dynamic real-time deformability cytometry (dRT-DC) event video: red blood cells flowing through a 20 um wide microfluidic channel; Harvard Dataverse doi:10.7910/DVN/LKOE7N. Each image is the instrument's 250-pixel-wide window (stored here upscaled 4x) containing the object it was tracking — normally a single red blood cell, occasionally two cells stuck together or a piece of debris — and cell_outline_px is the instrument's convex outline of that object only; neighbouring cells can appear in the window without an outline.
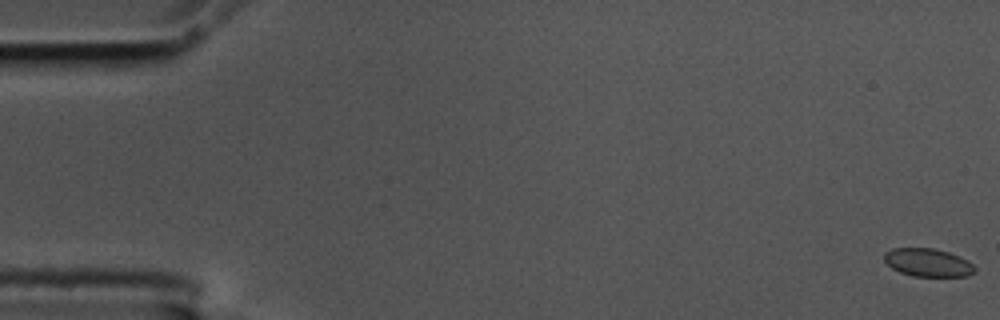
{"species": "common noctule bat (a hibernating species)", "species_latin": "Nyctalus noctula", "temperature_condition": "cold", "stored_images_in_passage": 57, "camera_frame_rate_fps": 3000, "um_per_image_px": 0.085, "animal": {"sex": "male", "body_mass_g": 17.5, "forearm_length_mm": 52.3}, "frame": {"image": 1, "passage_image": 1, "time_ms": 0.0, "image_size_px": [1000, 320], "cell_outline_px": [[976, 272], [968, 276], [912, 276], [900, 272], [892, 268], [884, 260], [884, 252], [892, 248], [936, 248], [960, 256], [968, 260], [976, 268]], "centroid_in_image_um": [78.89, 22.31], "position_along_channel_um": 6.1, "area_um2": 14.97}}
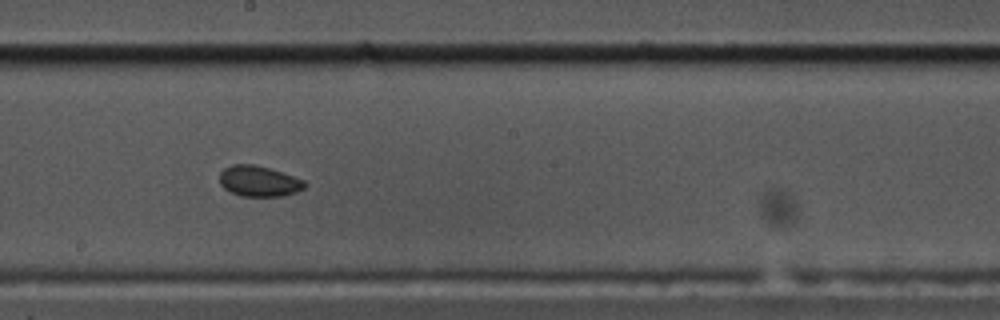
{"frame": {"image": 2, "passage_image": 32, "time_ms": 10.333, "image_size_px": [1000, 320], "cell_outline_px": [[308, 184], [304, 188], [296, 192], [284, 196], [240, 196], [224, 188], [220, 184], [220, 172], [224, 168], [232, 164], [256, 164], [304, 180]], "centroid_in_image_um": [22.0, 15.4], "position_along_channel_um": 226.2, "area_um2": 15.2}}
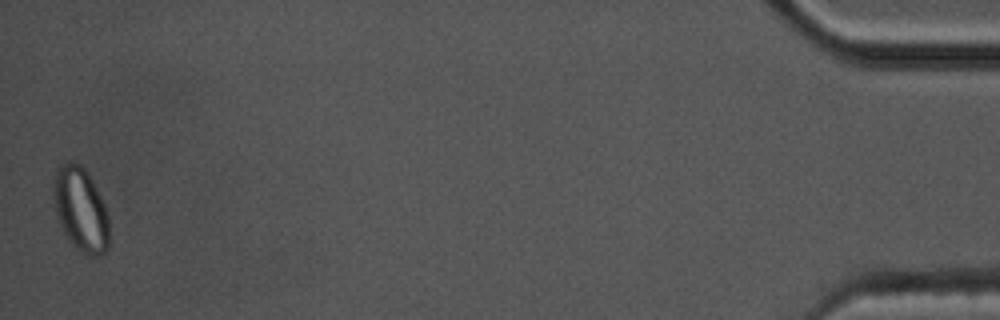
{"frame": {"image": 3, "passage_image": 57, "time_ms": 18.667, "image_size_px": [1000, 320], "cell_outline_px": [[108, 248], [100, 256], [92, 256], [76, 248], [72, 244], [64, 232], [60, 224], [56, 212], [52, 192], [52, 188], [56, 168], [60, 164], [68, 160], [72, 160], [80, 164], [84, 168], [104, 204], [108, 216]], "centroid_in_image_um": [6.83, 17.77], "position_along_channel_um": 428.4, "area_um2": 27.05}, "authors_computed_cell_mechanics": {"area_um2": 15.5482, "velocity_mm_per_s": 3.5466, "shape_relaxation_time_tau1_ms": null, "shape_relaxation_time_tau2_ms": 3.9591, "deformation_change_tau1": null, "deformation_change_tau2": 0.0572}}